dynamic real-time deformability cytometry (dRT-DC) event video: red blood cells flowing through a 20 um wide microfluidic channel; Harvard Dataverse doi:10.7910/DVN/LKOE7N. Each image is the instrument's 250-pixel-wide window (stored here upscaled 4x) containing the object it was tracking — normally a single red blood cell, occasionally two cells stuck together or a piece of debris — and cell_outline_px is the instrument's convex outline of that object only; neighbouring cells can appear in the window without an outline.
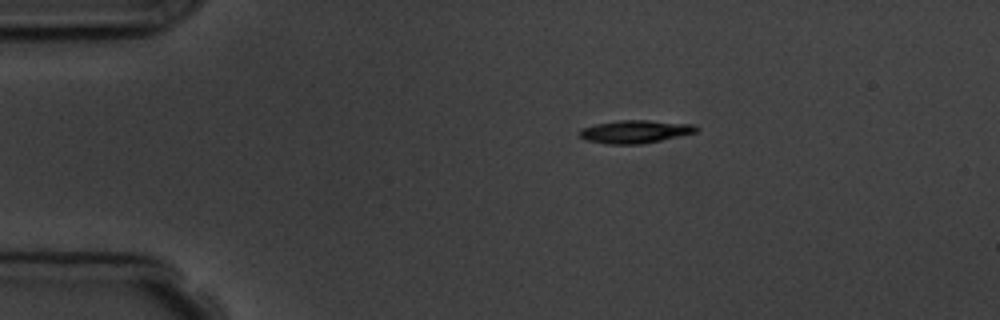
{"species": "common noctule bat (a hibernating species)", "species_latin": "Nyctalus noctula", "temperature_condition": "room temperature", "stored_images_in_passage": 2, "camera_frame_rate_fps": 3000, "um_per_image_px": 0.085, "animal": {"sex": "male", "body_mass_g": 19.5, "forearm_length_mm": 54.6}, "frame": {"image": 1, "passage_image": 1, "time_ms": 0.0, "image_size_px": [1000, 320], "cell_outline_px": [[700, 128], [696, 132], [660, 140], [640, 144], [608, 144], [584, 140], [576, 132], [580, 128], [596, 124], [620, 120], [648, 120], [696, 124]], "centroid_in_image_um": [53.96, 11.18], "position_along_channel_um": 31.0, "area_um2": 15.72}}